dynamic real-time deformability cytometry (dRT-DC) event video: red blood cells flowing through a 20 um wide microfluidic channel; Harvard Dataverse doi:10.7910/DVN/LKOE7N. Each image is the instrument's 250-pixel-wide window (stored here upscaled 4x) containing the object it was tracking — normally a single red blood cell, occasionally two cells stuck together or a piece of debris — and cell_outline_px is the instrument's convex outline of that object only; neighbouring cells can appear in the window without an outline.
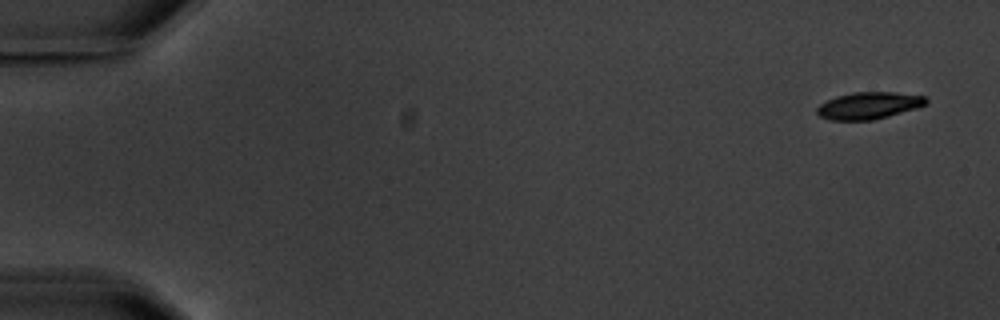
{"species": "common noctule bat (a hibernating species)", "species_latin": "Nyctalus noctula", "temperature_condition": "warm", "stored_images_in_passage": 4, "camera_frame_rate_fps": 3000, "um_per_image_px": 0.085, "animal": {"sex": "male", "body_mass_g": 20.1, "forearm_length_mm": 53.5}, "frame": {"image": 1, "passage_image": 1, "time_ms": 0.0, "image_size_px": [1000, 320], "cell_outline_px": [[928, 104], [916, 108], [888, 116], [872, 120], [828, 120], [820, 116], [816, 112], [816, 108], [824, 100], [836, 96], [852, 92], [896, 92], [924, 96], [928, 100]], "centroid_in_image_um": [73.82, 8.96], "position_along_channel_um": 11.2, "area_um2": 17.28}}
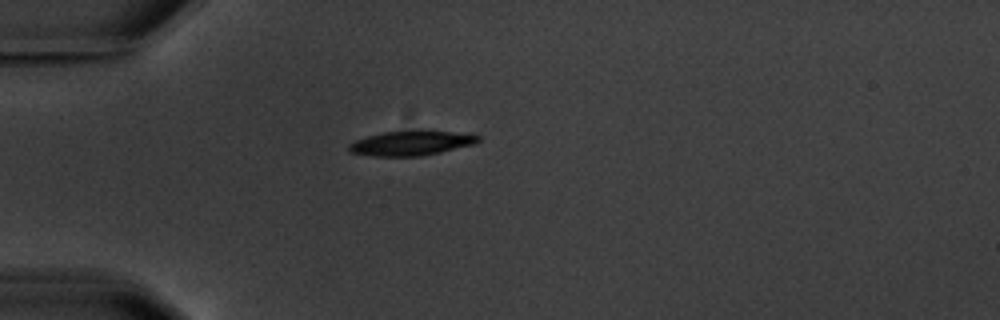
{"frame": {"image": 2, "passage_image": 4, "time_ms": 4.667, "image_size_px": [1000, 320], "cell_outline_px": [[480, 140], [476, 144], [440, 152], [420, 156], [372, 156], [348, 152], [348, 144], [356, 140], [368, 136], [384, 132], [420, 128], [424, 128], [480, 136]], "centroid_in_image_um": [34.95, 12.14], "position_along_channel_um": 50.0, "area_um2": 19.07}}